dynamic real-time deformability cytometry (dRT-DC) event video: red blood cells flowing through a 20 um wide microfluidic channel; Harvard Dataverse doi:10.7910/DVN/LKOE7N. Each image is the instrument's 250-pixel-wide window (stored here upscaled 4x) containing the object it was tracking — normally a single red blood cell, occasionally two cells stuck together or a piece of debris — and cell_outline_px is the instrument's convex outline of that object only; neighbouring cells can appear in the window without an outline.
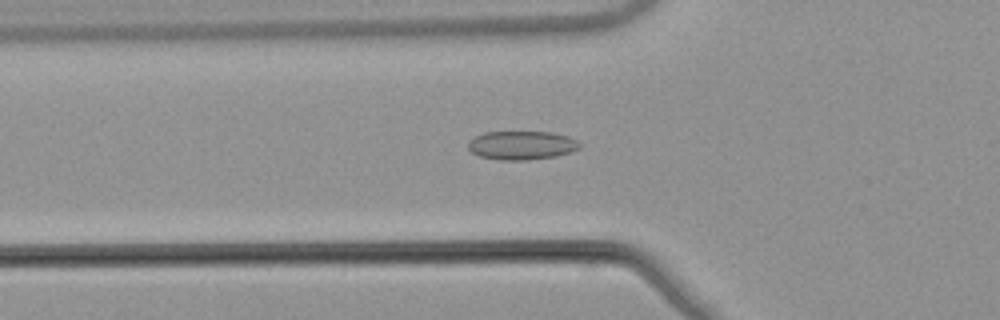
{"species": "common noctule bat (a hibernating species)", "species_latin": "Nyctalus noctula", "temperature_condition": "warm", "stored_images_in_passage": 52, "camera_frame_rate_fps": 3000, "um_per_image_px": 0.085, "animal": {"sex": "male", "body_mass_g": 21.5, "forearm_length_mm": 52.0}, "frame": {"image": 1, "passage_image": 18, "time_ms": 5.667, "image_size_px": [1000, 320], "cell_outline_px": [[580, 148], [556, 156], [528, 160], [500, 160], [480, 156], [472, 152], [468, 148], [468, 140], [484, 132], [552, 132], [568, 136], [576, 140], [580, 144]], "centroid_in_image_um": [44.32, 12.35], "position_along_channel_um": 81.5, "area_um2": 18.61}}
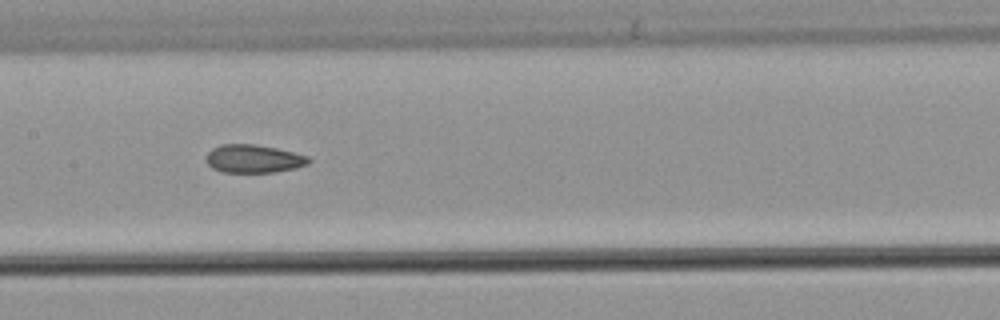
{"frame": {"image": 2, "passage_image": 26, "time_ms": 8.333, "image_size_px": [1000, 320], "cell_outline_px": [[312, 160], [308, 164], [296, 168], [272, 172], [224, 172], [212, 168], [208, 164], [208, 152], [212, 148], [220, 144], [256, 144], [276, 148], [308, 156]], "centroid_in_image_um": [21.57, 13.49], "position_along_channel_um": 185.8, "area_um2": 16.7}}
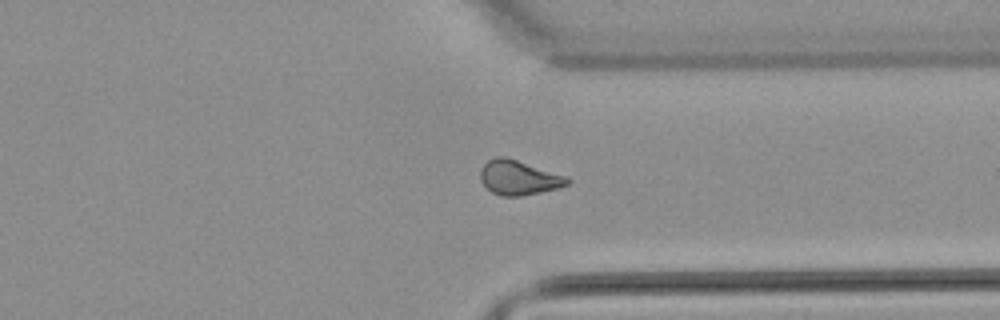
{"frame": {"image": 3, "passage_image": 40, "time_ms": 13.0, "image_size_px": [1000, 320], "cell_outline_px": [[572, 180], [568, 184], [556, 188], [540, 192], [520, 196], [504, 196], [492, 192], [480, 180], [480, 168], [488, 160], [496, 156], [504, 156], [564, 176]], "centroid_in_image_um": [44.04, 15.1], "position_along_channel_um": 367.4, "area_um2": 17.11}, "authors_computed_cell_mechanics": {"area_um2": 17.34, "velocity_mm_per_s": 3.8925, "shape_relaxation_time_tau1_ms": null, "shape_relaxation_time_tau2_ms": 2.8835, "deformation_change_tau1": null, "deformation_change_tau2": 0.0831}}